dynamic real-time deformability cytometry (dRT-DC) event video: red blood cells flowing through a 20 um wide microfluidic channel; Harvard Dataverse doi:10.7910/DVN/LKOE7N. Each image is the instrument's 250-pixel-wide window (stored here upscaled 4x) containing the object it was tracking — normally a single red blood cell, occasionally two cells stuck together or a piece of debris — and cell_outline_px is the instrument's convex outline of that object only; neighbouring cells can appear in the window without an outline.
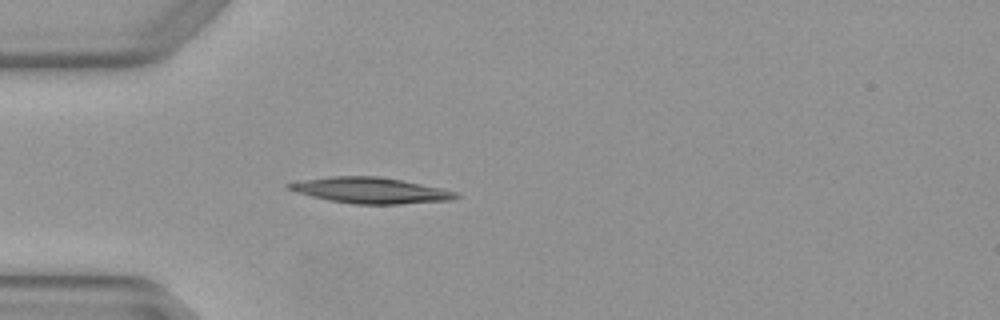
{"species": "Egyptian fruit bat (a non-hibernating species)", "species_latin": "Rousettus aegyptiacus", "temperature_condition": "warm", "stored_images_in_passage": 2, "camera_frame_rate_fps": 3000, "um_per_image_px": 0.085, "animal": {"sex": "female"}, "frame": {"image": 1, "passage_image": 2, "time_ms": 0.333, "image_size_px": [1000, 320], "cell_outline_px": [[460, 196], [452, 200], [400, 204], [352, 204], [328, 200], [296, 192], [288, 188], [288, 184], [308, 180], [332, 176], [376, 176], [400, 180], [440, 188], [456, 192]], "centroid_in_image_um": [31.54, 16.2], "position_along_channel_um": 53.5, "area_um2": 24.68}}